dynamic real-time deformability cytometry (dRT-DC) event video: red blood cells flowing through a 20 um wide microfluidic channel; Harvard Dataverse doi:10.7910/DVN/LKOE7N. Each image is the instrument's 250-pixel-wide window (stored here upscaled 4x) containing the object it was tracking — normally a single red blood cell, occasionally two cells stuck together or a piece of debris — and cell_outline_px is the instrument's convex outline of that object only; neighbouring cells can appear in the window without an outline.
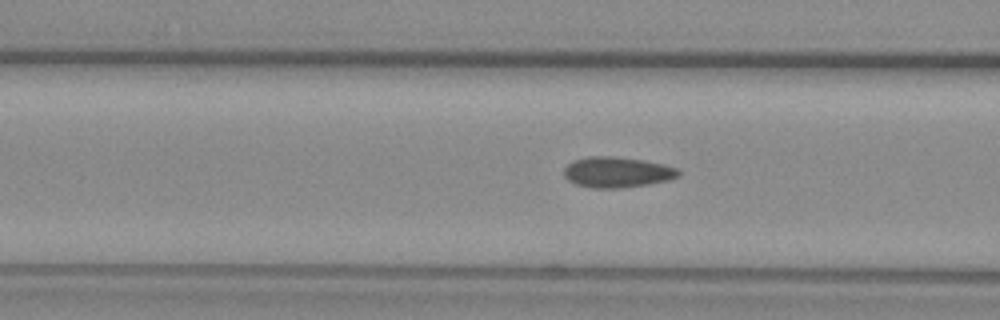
{"species": "common noctule bat (a hibernating species)", "species_latin": "Nyctalus noctula", "temperature_condition": "warm", "stored_images_in_passage": 49, "camera_frame_rate_fps": 3000, "um_per_image_px": 0.085, "animal": {"sex": "female", "body_mass_g": 29.2, "forearm_length_mm": 56.3}, "frame": {"image": 1, "passage_image": 21, "time_ms": 6.667, "image_size_px": [1000, 320], "cell_outline_px": [[680, 176], [668, 180], [648, 184], [620, 188], [592, 188], [576, 184], [568, 180], [564, 176], [564, 168], [572, 160], [588, 156], [612, 156], [644, 160], [664, 164], [676, 168], [680, 172]], "centroid_in_image_um": [52.44, 14.63], "position_along_channel_um": 114.2, "area_um2": 20.52}}
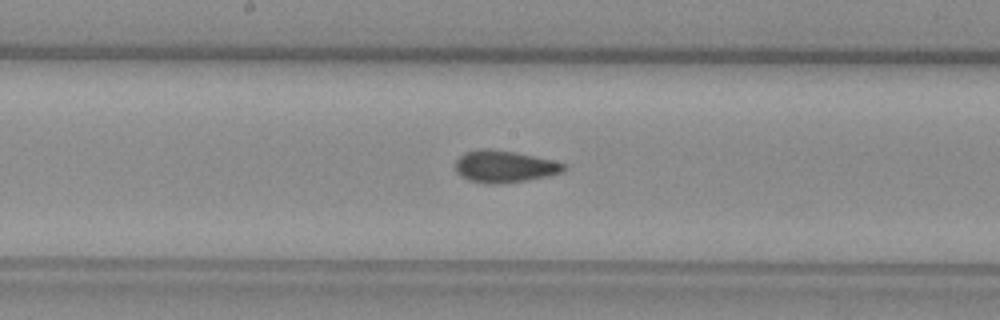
{"frame": {"image": 2, "passage_image": 28, "time_ms": 9.0, "image_size_px": [1000, 320], "cell_outline_px": [[568, 168], [564, 172], [548, 176], [500, 184], [488, 184], [468, 180], [460, 176], [456, 172], [456, 160], [464, 152], [476, 148], [488, 148], [512, 152], [552, 160], [568, 164]], "centroid_in_image_um": [42.87, 14.15], "position_along_channel_um": 205.3, "area_um2": 20.35}}
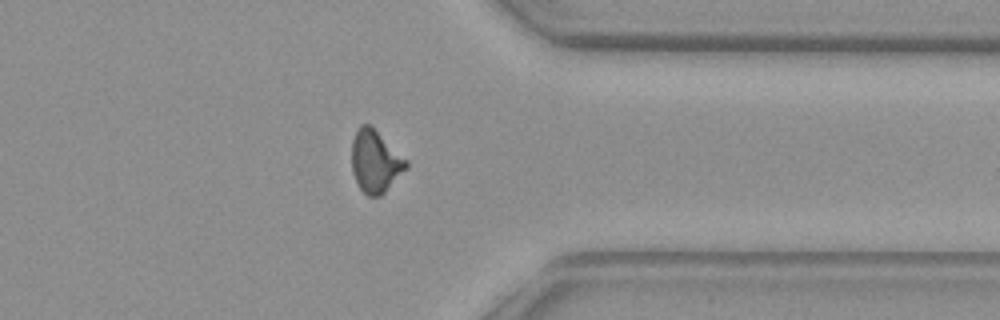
{"frame": {"image": 3, "passage_image": 42, "time_ms": 13.667, "image_size_px": [1000, 320], "cell_outline_px": [[408, 168], [380, 196], [368, 196], [360, 188], [352, 172], [352, 140], [360, 124], [368, 124], [408, 160]], "centroid_in_image_um": [31.9, 13.73], "position_along_channel_um": 379.5, "area_um2": 19.48}}